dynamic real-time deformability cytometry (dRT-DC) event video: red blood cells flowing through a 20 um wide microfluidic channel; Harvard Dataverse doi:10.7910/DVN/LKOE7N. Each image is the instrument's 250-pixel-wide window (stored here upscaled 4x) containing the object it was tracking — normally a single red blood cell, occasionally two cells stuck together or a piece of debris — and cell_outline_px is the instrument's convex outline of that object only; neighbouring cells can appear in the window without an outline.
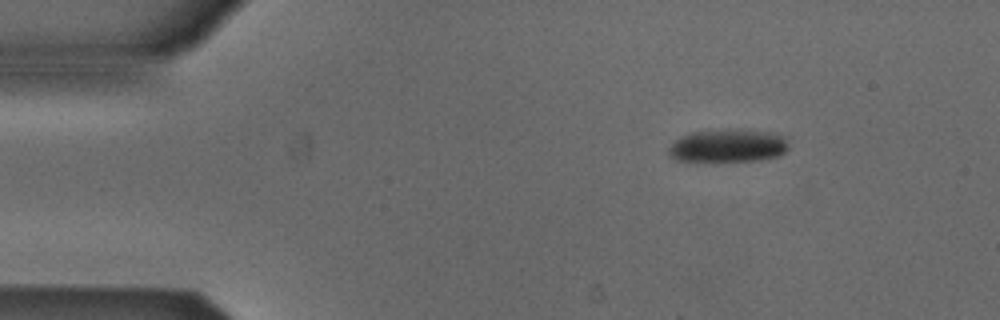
{"species": "Egyptian fruit bat (a non-hibernating species)", "species_latin": "Rousettus aegyptiacus", "temperature_condition": "cold", "stored_images_in_passage": 46, "camera_frame_rate_fps": 3000, "um_per_image_px": 0.085, "animal": {"sex": "male"}, "frame": {"image": 1, "passage_image": 1, "time_ms": 0.0, "image_size_px": [1000, 320], "cell_outline_px": [[788, 148], [780, 156], [760, 160], [676, 160], [668, 156], [668, 148], [680, 136], [692, 132], [764, 132], [784, 136], [788, 144]], "centroid_in_image_um": [61.86, 12.43], "position_along_channel_um": 23.1, "area_um2": 21.85}}
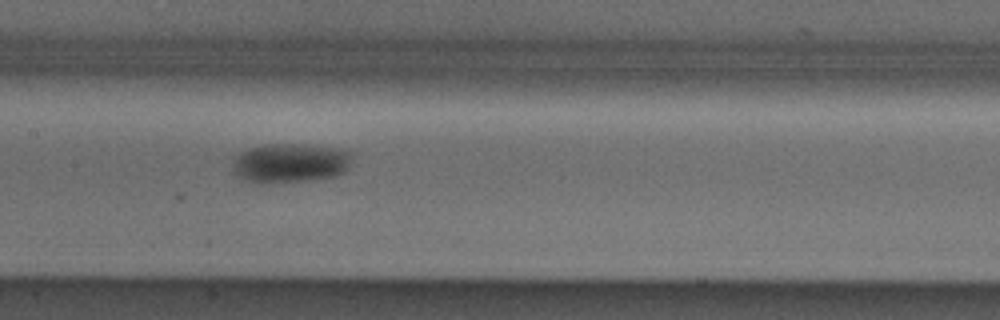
{"frame": {"image": 2, "passage_image": 19, "time_ms": 6.0, "image_size_px": [1000, 320], "cell_outline_px": [[352, 152], [348, 168], [344, 172], [336, 176], [312, 180], [264, 184], [260, 184], [244, 180], [236, 176], [232, 172], [232, 160], [240, 152], [248, 148], [264, 144], [312, 144], [340, 148]], "centroid_in_image_um": [24.63, 13.86], "position_along_channel_um": 182.8, "area_um2": 28.21}}
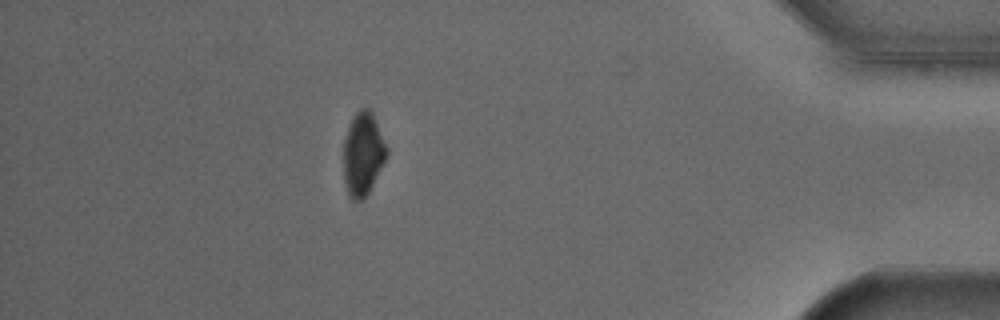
{"frame": {"image": 3, "passage_image": 40, "time_ms": 13.0, "image_size_px": [1000, 320], "cell_outline_px": [[388, 152], [368, 192], [360, 200], [352, 200], [348, 196], [344, 180], [344, 140], [348, 128], [356, 112], [360, 108], [368, 108], [372, 112], [388, 148]], "centroid_in_image_um": [30.84, 13.06], "position_along_channel_um": 404.4, "area_um2": 20.46}}